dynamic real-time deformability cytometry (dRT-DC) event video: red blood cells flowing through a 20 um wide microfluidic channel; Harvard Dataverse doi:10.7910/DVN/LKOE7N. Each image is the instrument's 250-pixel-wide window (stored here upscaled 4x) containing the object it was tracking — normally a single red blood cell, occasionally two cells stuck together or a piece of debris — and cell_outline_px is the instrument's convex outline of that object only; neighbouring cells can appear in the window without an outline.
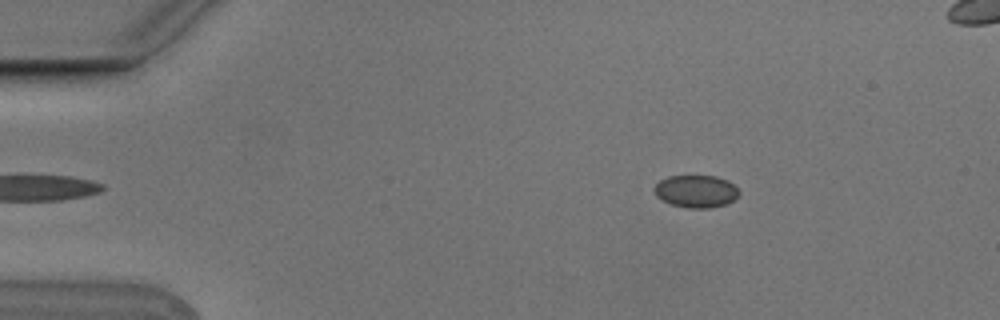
{"species": "Egyptian fruit bat (a non-hibernating species)", "species_latin": "Rousettus aegyptiacus", "temperature_condition": "cold", "stored_images_in_passage": 4, "camera_frame_rate_fps": 3000, "um_per_image_px": 0.085, "animal": {"sex": "male"}, "frame": {"image": 1, "passage_image": 1, "time_ms": 0.0, "image_size_px": [1000, 320], "cell_outline_px": [[740, 192], [732, 200], [724, 204], [712, 208], [688, 208], [672, 204], [656, 196], [652, 188], [660, 180], [668, 176], [716, 176], [728, 180]], "centroid_in_image_um": [59.13, 16.25], "position_along_channel_um": 25.9, "area_um2": 15.9}}